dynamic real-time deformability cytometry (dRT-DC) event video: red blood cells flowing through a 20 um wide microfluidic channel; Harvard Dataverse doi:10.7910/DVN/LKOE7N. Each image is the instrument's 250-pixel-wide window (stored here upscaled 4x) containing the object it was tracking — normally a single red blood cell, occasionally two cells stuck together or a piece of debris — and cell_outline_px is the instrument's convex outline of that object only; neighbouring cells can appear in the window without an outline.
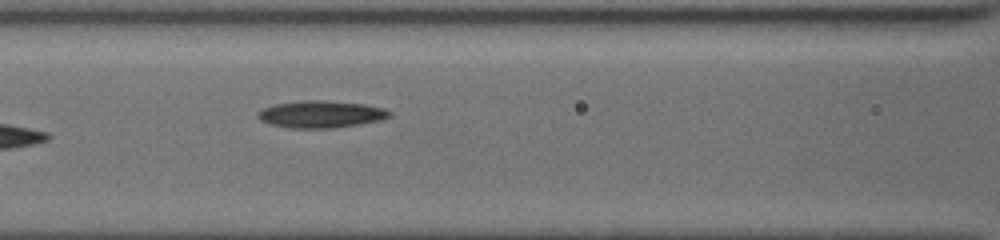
{"species": "common noctule bat (a hibernating species)", "species_latin": "Nyctalus noctula", "temperature_condition": "cold", "stored_images_in_passage": 10, "camera_frame_rate_fps": 3000, "um_per_image_px": 0.085, "animal": {"sex": "female", "body_mass_g": 19.5, "forearm_length_mm": 54.1}, "frame": {"image": 1, "passage_image": 10, "time_ms": 7.333, "image_size_px": [1000, 240], "cell_outline_px": [[392, 112], [388, 116], [380, 120], [332, 128], [288, 128], [272, 124], [260, 120], [256, 116], [256, 112], [260, 108], [276, 104], [304, 100], [324, 100], [364, 104], [384, 108]], "centroid_in_image_um": [27.21, 9.7], "position_along_channel_um": 139.4, "area_um2": 20.69}}